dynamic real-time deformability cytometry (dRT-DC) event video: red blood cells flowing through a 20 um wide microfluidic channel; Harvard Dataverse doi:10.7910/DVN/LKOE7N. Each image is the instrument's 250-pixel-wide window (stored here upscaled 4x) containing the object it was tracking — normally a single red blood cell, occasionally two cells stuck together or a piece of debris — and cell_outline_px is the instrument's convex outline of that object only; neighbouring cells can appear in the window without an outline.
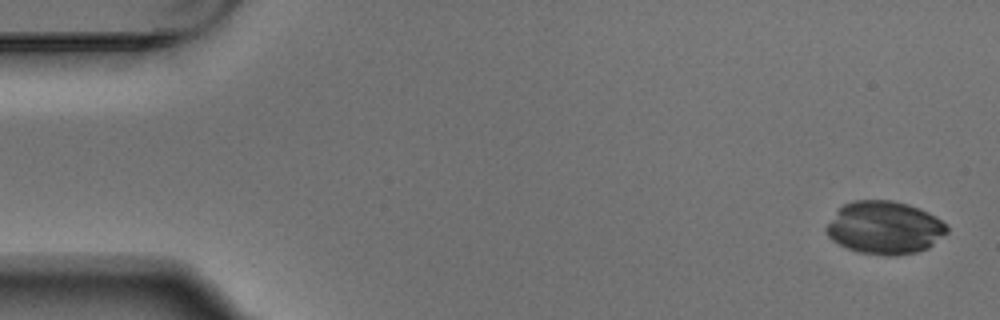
{"species": "Egyptian fruit bat (a non-hibernating species)", "species_latin": "Rousettus aegyptiacus", "temperature_condition": "warm", "stored_images_in_passage": 4, "camera_frame_rate_fps": 3000, "um_per_image_px": 0.085, "animal": {"sex": "male"}, "frame": {"image": 1, "passage_image": 1, "time_ms": 0.0, "image_size_px": [1000, 320], "cell_outline_px": [[948, 232], [928, 248], [916, 252], [860, 252], [848, 248], [832, 240], [828, 236], [824, 228], [836, 212], [844, 204], [852, 200], [892, 200], [908, 204], [920, 208], [936, 216], [948, 224]], "centroid_in_image_um": [75.21, 19.29], "position_along_channel_um": 9.8, "area_um2": 36.41}}